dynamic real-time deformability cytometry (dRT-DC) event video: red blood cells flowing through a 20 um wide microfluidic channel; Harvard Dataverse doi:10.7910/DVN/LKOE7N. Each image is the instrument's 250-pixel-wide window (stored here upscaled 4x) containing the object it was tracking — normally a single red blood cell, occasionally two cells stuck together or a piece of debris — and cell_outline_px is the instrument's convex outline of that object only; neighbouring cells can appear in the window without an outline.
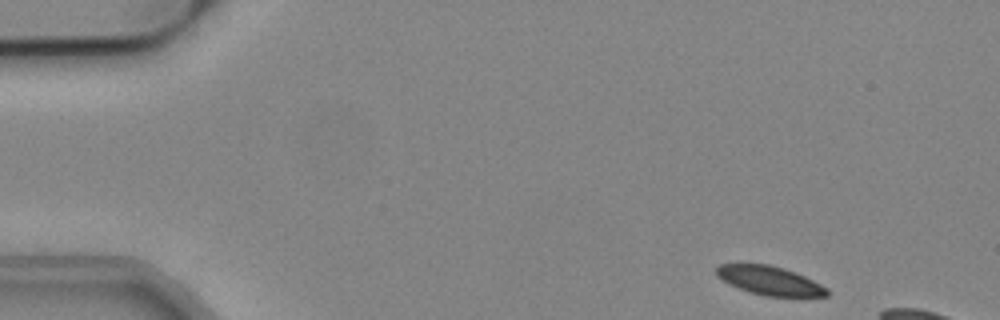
{"species": "common noctule bat (a hibernating species)", "species_latin": "Nyctalus noctula", "temperature_condition": "cold", "stored_images_in_passage": 8, "camera_frame_rate_fps": 3000, "um_per_image_px": 0.085, "animal": {"sex": "male", "body_mass_g": 19.2, "forearm_length_mm": 51.8}, "frame": {"image": 1, "passage_image": 1, "time_ms": 0.0, "image_size_px": [1000, 320], "cell_outline_px": [[828, 296], [764, 296], [748, 292], [728, 284], [716, 276], [716, 268], [720, 264], [768, 264], [784, 268], [804, 276], [828, 288]], "centroid_in_image_um": [65.38, 23.85], "position_along_channel_um": 19.6, "area_um2": 18.55}}